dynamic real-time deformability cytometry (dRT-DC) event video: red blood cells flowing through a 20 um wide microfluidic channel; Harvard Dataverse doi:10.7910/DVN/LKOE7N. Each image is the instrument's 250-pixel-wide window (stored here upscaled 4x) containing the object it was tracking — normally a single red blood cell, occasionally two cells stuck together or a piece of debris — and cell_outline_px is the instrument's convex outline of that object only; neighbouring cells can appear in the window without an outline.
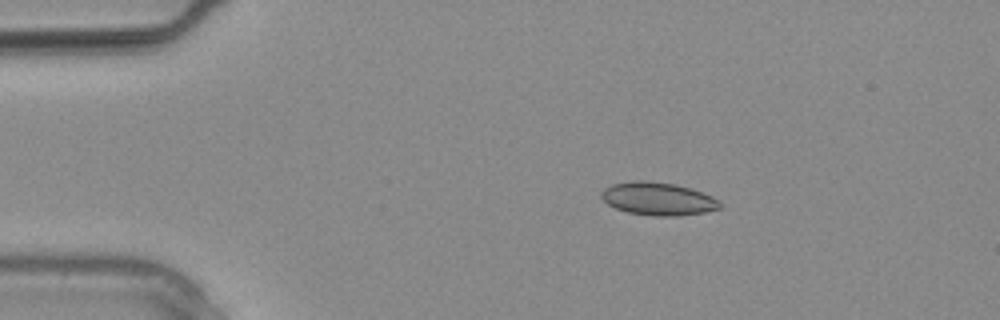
{"species": "common noctule bat (a hibernating species)", "species_latin": "Nyctalus noctula", "temperature_condition": "warm", "stored_images_in_passage": 3, "camera_frame_rate_fps": 3000, "um_per_image_px": 0.085, "animal": {"sex": "male", "body_mass_g": 20.4}, "frame": {"image": 1, "passage_image": 2, "time_ms": 0.333, "image_size_px": [1000, 320], "cell_outline_px": [[720, 208], [704, 212], [680, 216], [652, 216], [628, 212], [616, 208], [608, 204], [600, 196], [600, 192], [604, 188], [612, 184], [632, 180], [644, 180], [672, 184], [688, 188], [712, 196], [720, 200]], "centroid_in_image_um": [55.9, 16.9], "position_along_channel_um": 29.1, "area_um2": 22.66}}
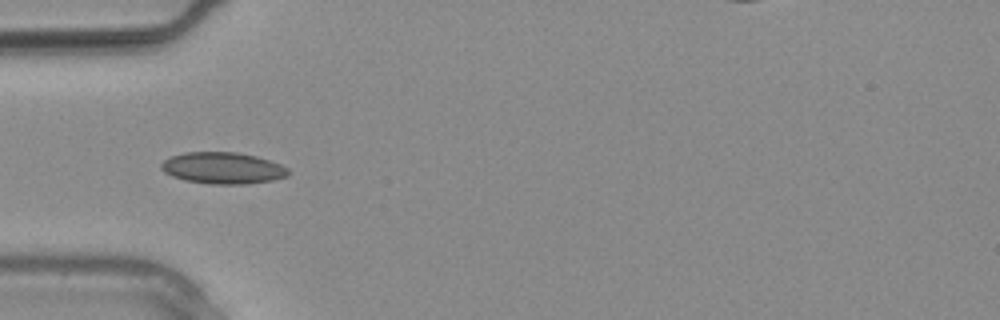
{"frame": {"image": 2, "passage_image": 3, "time_ms": 0.667, "image_size_px": [1000, 320], "cell_outline_px": [[288, 176], [272, 180], [244, 184], [212, 184], [184, 180], [172, 176], [164, 172], [160, 168], [160, 164], [164, 160], [172, 156], [184, 152], [236, 152], [256, 156], [280, 164], [288, 168]], "centroid_in_image_um": [18.91, 14.28], "position_along_channel_um": 66.1, "area_um2": 23.29}}